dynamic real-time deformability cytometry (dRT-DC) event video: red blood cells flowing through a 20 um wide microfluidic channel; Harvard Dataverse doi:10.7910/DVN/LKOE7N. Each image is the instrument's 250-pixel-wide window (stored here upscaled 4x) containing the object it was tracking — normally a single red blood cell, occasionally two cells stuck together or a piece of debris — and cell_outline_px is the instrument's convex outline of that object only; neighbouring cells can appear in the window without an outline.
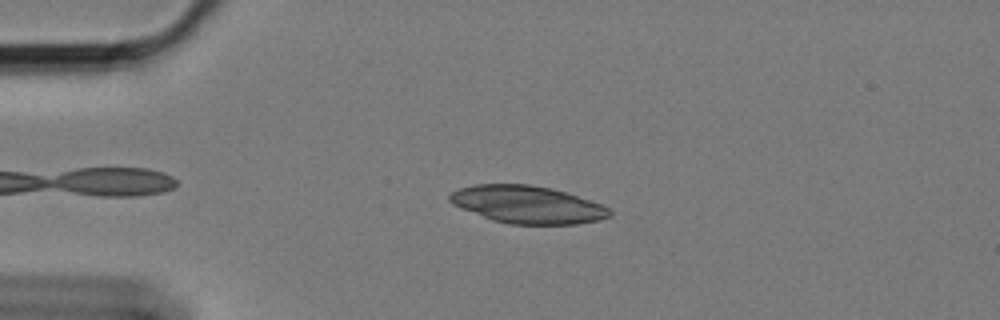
{"species": "Egyptian fruit bat (a non-hibernating species)", "species_latin": "Rousettus aegyptiacus", "temperature_condition": "cold", "stored_images_in_passage": 49, "camera_frame_rate_fps": 3000, "um_per_image_px": 0.085, "animal": {"sex": "female"}, "frame": {"image": 1, "passage_image": 10, "time_ms": 3.0, "image_size_px": [1000, 320], "cell_outline_px": [[612, 216], [600, 220], [576, 224], [508, 224], [492, 220], [460, 208], [452, 204], [448, 200], [448, 196], [452, 192], [460, 188], [476, 184], [528, 184], [552, 188], [568, 192], [600, 204], [608, 208], [612, 212]], "centroid_in_image_um": [44.83, 17.39], "position_along_channel_um": 40.2, "area_um2": 35.14}}